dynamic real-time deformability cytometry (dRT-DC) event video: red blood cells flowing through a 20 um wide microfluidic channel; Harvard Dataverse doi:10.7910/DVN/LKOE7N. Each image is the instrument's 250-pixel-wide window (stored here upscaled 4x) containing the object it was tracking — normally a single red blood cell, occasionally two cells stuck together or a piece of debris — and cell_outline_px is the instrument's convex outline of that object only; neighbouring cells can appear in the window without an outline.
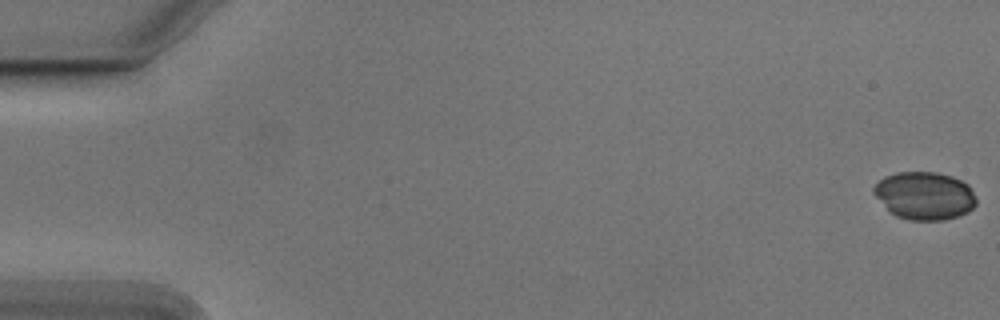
{"species": "Egyptian fruit bat (a non-hibernating species)", "species_latin": "Rousettus aegyptiacus", "temperature_condition": "cold", "stored_images_in_passage": 13, "camera_frame_rate_fps": 3000, "um_per_image_px": 0.085, "animal": {"sex": "male"}, "frame": {"image": 1, "passage_image": 1, "time_ms": 0.0, "image_size_px": [1000, 320], "cell_outline_px": [[976, 204], [968, 212], [944, 220], [908, 220], [896, 216], [872, 192], [872, 188], [884, 176], [896, 172], [936, 172], [952, 176], [968, 184], [976, 200]], "centroid_in_image_um": [78.59, 16.62], "position_along_channel_um": 6.4, "area_um2": 28.38}}